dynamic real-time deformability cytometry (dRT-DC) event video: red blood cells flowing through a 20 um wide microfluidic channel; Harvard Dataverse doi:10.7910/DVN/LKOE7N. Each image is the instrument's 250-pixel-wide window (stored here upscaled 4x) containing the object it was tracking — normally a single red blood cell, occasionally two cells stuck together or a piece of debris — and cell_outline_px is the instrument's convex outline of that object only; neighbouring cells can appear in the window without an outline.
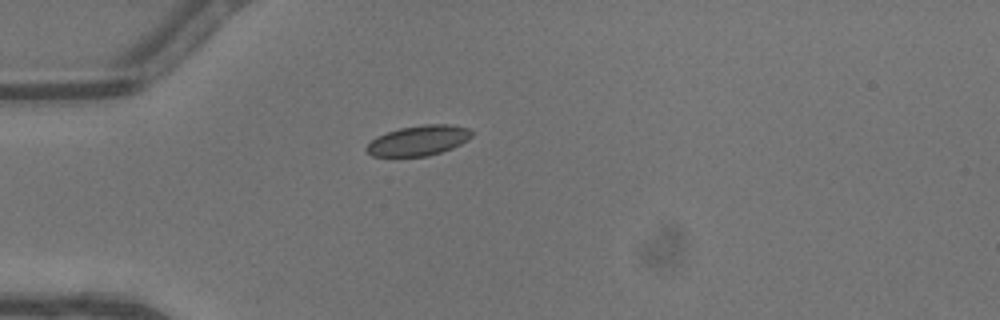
{"species": "common noctule bat (a hibernating species)", "species_latin": "Nyctalus noctula", "temperature_condition": "warm", "stored_images_in_passage": 34, "camera_frame_rate_fps": 3000, "um_per_image_px": 0.085, "animal": {"sex": "male", "body_mass_g": 13.3}, "frame": {"image": 1, "passage_image": 1, "time_ms": 0.0, "image_size_px": [1000, 320], "cell_outline_px": [[476, 132], [468, 140], [452, 148], [428, 156], [372, 156], [364, 148], [376, 136], [400, 128], [424, 124], [452, 124], [468, 128]], "centroid_in_image_um": [35.61, 11.93], "position_along_channel_um": 49.4, "area_um2": 18.55}}
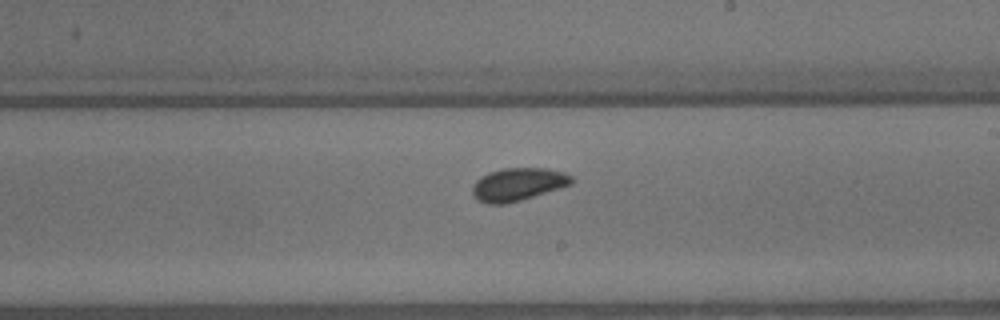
{"frame": {"image": 2, "passage_image": 15, "time_ms": 4.667, "image_size_px": [1000, 320], "cell_outline_px": [[572, 184], [520, 200], [504, 204], [488, 204], [476, 200], [472, 196], [472, 188], [476, 180], [480, 176], [488, 172], [504, 168], [544, 168], [564, 172], [572, 176]], "centroid_in_image_um": [43.97, 15.67], "position_along_channel_um": 245.0, "area_um2": 18.96}}
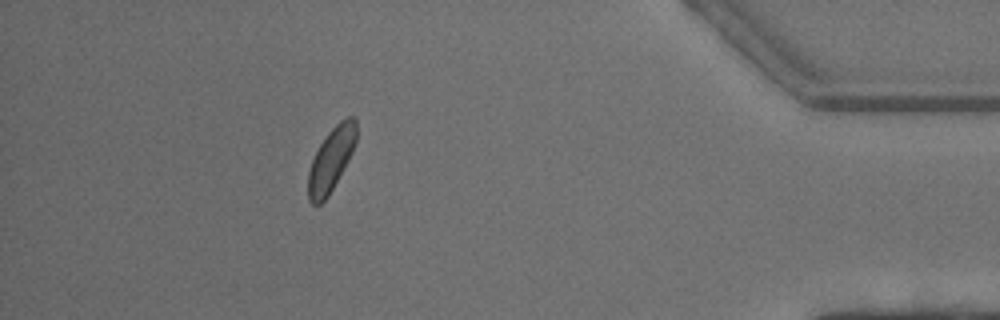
{"frame": {"image": 3, "passage_image": 29, "time_ms": 9.333, "image_size_px": [1000, 320], "cell_outline_px": [[356, 144], [348, 160], [328, 196], [320, 204], [312, 204], [308, 200], [308, 172], [312, 160], [320, 144], [328, 132], [340, 120], [348, 116], [356, 116]], "centroid_in_image_um": [28.15, 13.53], "position_along_channel_um": 407.1, "area_um2": 17.69}, "authors_computed_cell_mechanics": {"area_um2": 18.1492, "velocity_mm_per_s": 4.5428, "shape_relaxation_time_tau1_ms": 2.0955, "shape_relaxation_time_tau2_ms": 3.7807, "deformation_change_tau1": 0.0527, "deformation_change_tau2": 0.0612}}